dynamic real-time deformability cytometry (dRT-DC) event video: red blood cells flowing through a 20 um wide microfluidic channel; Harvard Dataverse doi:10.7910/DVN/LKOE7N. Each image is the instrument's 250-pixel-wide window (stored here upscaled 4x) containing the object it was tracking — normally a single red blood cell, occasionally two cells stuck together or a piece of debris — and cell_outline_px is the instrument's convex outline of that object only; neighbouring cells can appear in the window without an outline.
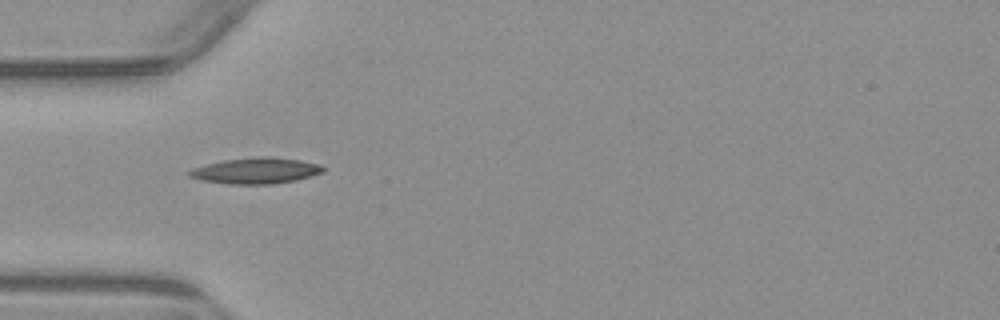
{"species": "common noctule bat (a hibernating species)", "species_latin": "Nyctalus noctula", "temperature_condition": "warm", "stored_images_in_passage": 3, "camera_frame_rate_fps": 3000, "um_per_image_px": 0.085, "animal": {"sex": "male", "body_mass_g": 23.1, "forearm_length_mm": 52.7}, "frame": {"image": 1, "passage_image": 2, "time_ms": 1.0, "image_size_px": [1000, 320], "cell_outline_px": [[324, 172], [296, 180], [272, 184], [228, 184], [204, 180], [188, 176], [188, 172], [192, 168], [224, 160], [260, 156], [272, 156], [300, 160], [320, 164], [324, 168]], "centroid_in_image_um": [21.78, 14.5], "position_along_channel_um": 63.2, "area_um2": 20.17}}
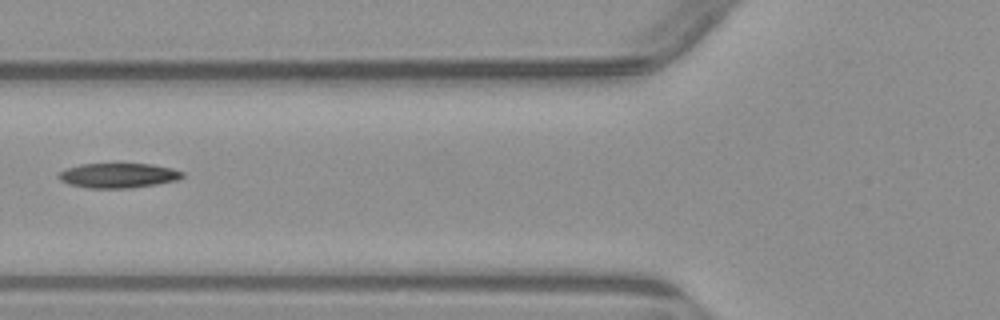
{"frame": {"image": 2, "passage_image": 3, "time_ms": 2.333, "image_size_px": [1000, 320], "cell_outline_px": [[184, 176], [176, 180], [156, 184], [128, 188], [88, 188], [68, 184], [60, 180], [56, 176], [56, 172], [64, 168], [80, 164], [116, 160], [152, 164], [172, 168], [184, 172]], "centroid_in_image_um": [9.97, 14.85], "position_along_channel_um": 115.8, "area_um2": 19.07}}